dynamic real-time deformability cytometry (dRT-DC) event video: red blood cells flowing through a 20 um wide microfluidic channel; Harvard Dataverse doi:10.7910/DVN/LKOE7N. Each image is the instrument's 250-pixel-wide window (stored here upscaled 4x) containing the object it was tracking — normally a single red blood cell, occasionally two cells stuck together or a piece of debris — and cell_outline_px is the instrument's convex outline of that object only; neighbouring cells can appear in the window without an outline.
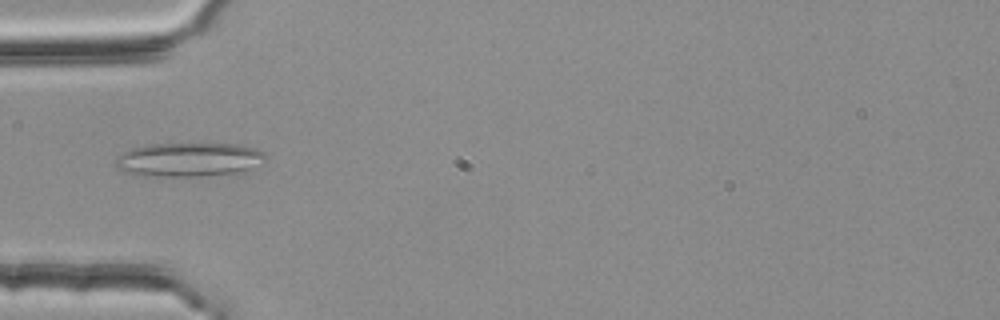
{"species": "common noctule bat (a hibernating species)", "species_latin": "Nyctalus noctula", "temperature_condition": "room temperature", "stored_images_in_passage": 3, "camera_frame_rate_fps": 3000, "um_per_image_px": 0.085, "animal": {"sex": "female", "body_mass_g": 25.1}, "frame": {"image": 1, "passage_image": 3, "time_ms": 0.667, "image_size_px": [1000, 320], "cell_outline_px": [[268, 160], [264, 164], [244, 172], [156, 180], [136, 176], [124, 172], [116, 168], [116, 156], [132, 148], [148, 144], [240, 144], [256, 148], [264, 152], [268, 156]], "centroid_in_image_um": [16.05, 13.62], "position_along_channel_um": 68.9, "area_um2": 31.33}}